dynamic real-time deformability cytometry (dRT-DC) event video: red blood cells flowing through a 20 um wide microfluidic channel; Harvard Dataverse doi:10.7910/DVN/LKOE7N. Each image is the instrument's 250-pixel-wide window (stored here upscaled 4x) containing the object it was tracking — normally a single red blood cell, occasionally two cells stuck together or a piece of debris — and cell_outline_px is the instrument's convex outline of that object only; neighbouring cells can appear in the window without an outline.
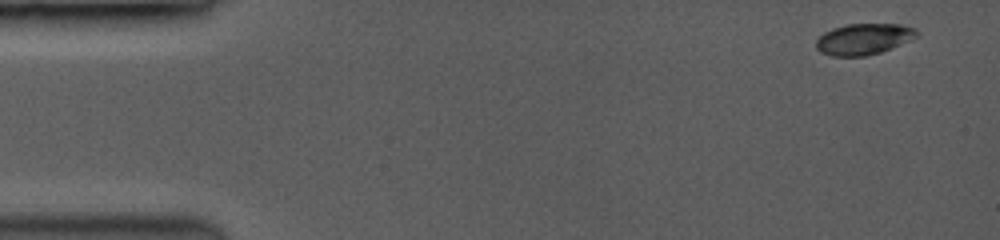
{"species": "common noctule bat (a hibernating species)", "species_latin": "Nyctalus noctula", "temperature_condition": "room temperature", "stored_images_in_passage": 23, "camera_frame_rate_fps": 3500, "um_per_image_px": 0.085, "animal": {"sex": "female", "body_mass_g": 19.0, "forearm_length_mm": 53.3}, "frame": {"image": 1, "passage_image": 1, "time_ms": 0.0, "image_size_px": [1000, 240], "cell_outline_px": [[916, 36], [880, 52], [864, 56], [836, 56], [820, 52], [816, 48], [816, 40], [824, 32], [848, 24], [896, 24], [912, 28], [916, 32]], "centroid_in_image_um": [73.33, 3.32], "position_along_channel_um": 11.7, "area_um2": 17.57}}
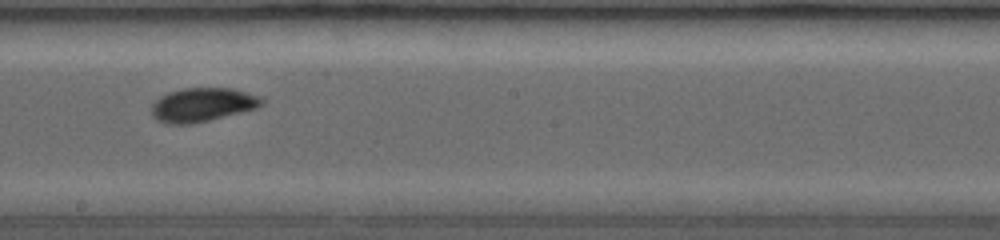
{"frame": {"image": 2, "passage_image": 13, "time_ms": 8.571, "image_size_px": [1000, 240], "cell_outline_px": [[264, 100], [260, 104], [252, 108], [208, 120], [192, 124], [168, 124], [156, 120], [152, 116], [152, 104], [156, 100], [172, 92], [184, 88], [232, 88], [256, 96]], "centroid_in_image_um": [17.12, 8.91], "position_along_channel_um": 231.1, "area_um2": 20.92}}
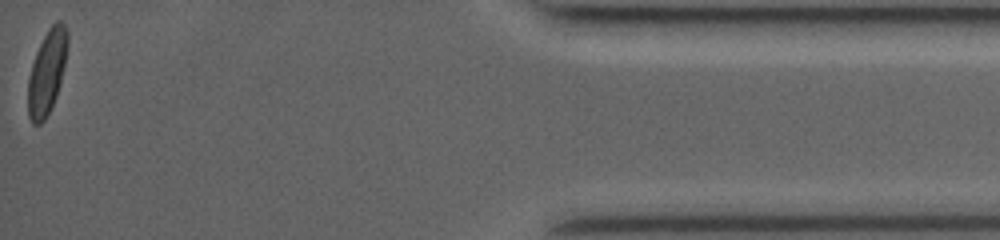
{"frame": {"image": 3, "passage_image": 23, "time_ms": 15.143, "image_size_px": [1000, 240], "cell_outline_px": [[68, 44], [60, 84], [56, 96], [44, 120], [40, 124], [32, 124], [28, 116], [28, 76], [36, 52], [48, 28], [56, 20], [60, 20], [64, 24], [68, 32]], "centroid_in_image_um": [3.99, 6.11], "position_along_channel_um": 431.2, "area_um2": 19.25}, "authors_computed_cell_mechanics": {"area_um2": 20.4034, "velocity_mm_per_s": 4.0369, "shape_relaxation_time_tau1_ms": 1.7011, "shape_relaxation_time_tau2_ms": 4.2123, "deformation_change_tau1": 0.0743, "deformation_change_tau2": 0.0754}}